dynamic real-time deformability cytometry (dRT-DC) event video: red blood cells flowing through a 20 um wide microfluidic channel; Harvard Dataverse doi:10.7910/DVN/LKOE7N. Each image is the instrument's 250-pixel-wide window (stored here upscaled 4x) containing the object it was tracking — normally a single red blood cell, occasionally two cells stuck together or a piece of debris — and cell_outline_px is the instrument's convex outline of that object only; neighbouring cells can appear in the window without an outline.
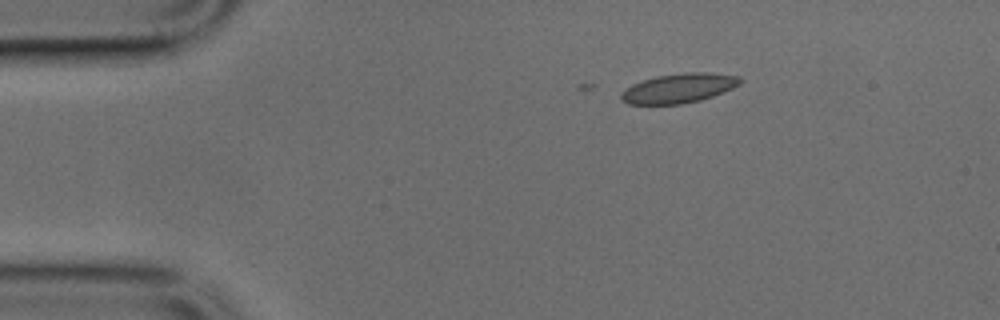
{"species": "common noctule bat (a hibernating species)", "species_latin": "Nyctalus noctula", "temperature_condition": "cold", "stored_images_in_passage": 3, "camera_frame_rate_fps": 3000, "um_per_image_px": 0.085, "animal": {"sex": "male", "body_mass_g": 17.9, "forearm_length_mm": 54.2}, "frame": {"image": 1, "passage_image": 3, "time_ms": 0.667, "image_size_px": [1000, 320], "cell_outline_px": [[744, 80], [740, 84], [732, 88], [712, 96], [700, 100], [680, 104], [628, 104], [620, 100], [620, 96], [632, 84], [656, 76], [684, 72], [708, 72], [740, 76]], "centroid_in_image_um": [57.73, 7.49], "position_along_channel_um": 27.3, "area_um2": 20.35}}